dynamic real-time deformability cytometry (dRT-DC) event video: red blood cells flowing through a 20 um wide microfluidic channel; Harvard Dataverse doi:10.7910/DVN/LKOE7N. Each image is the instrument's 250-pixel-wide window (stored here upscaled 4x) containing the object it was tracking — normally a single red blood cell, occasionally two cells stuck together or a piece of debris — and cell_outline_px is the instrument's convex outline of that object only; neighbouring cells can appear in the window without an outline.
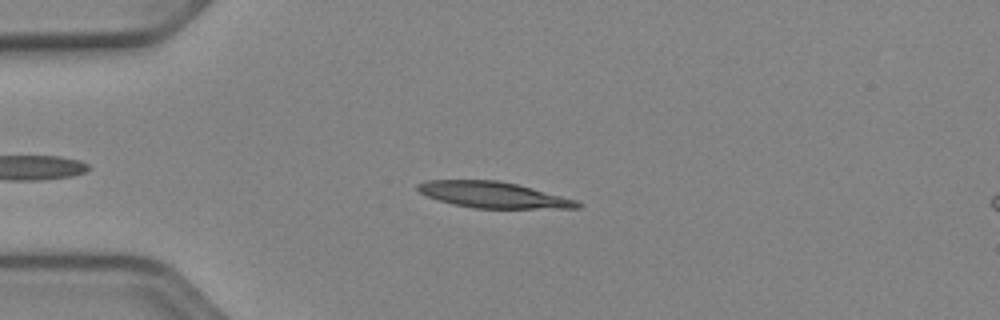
{"species": "Egyptian fruit bat (a non-hibernating species)", "species_latin": "Rousettus aegyptiacus", "temperature_condition": "cold", "stored_images_in_passage": 44, "camera_frame_rate_fps": 3000, "um_per_image_px": 0.085, "animal": {"sex": "female"}, "frame": {"image": 1, "passage_image": 9, "time_ms": 2.667, "image_size_px": [1000, 320], "cell_outline_px": [[584, 204], [580, 208], [472, 208], [452, 204], [428, 196], [420, 192], [416, 188], [416, 184], [428, 180], [496, 180], [516, 184], [532, 188], [576, 200]], "centroid_in_image_um": [41.92, 16.56], "position_along_channel_um": 43.1, "area_um2": 24.04}}
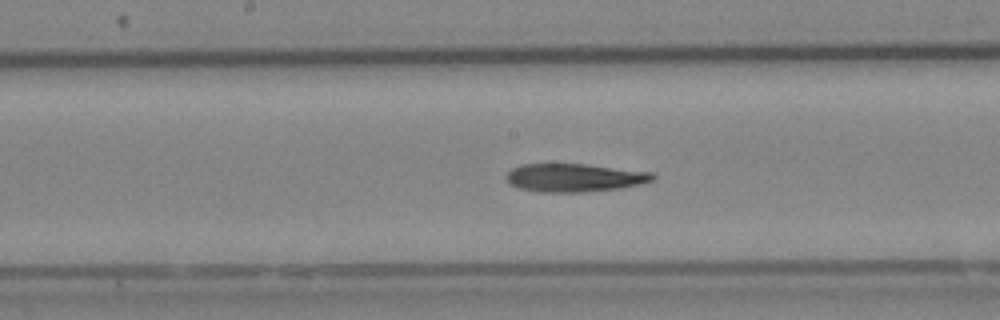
{"frame": {"image": 2, "passage_image": 23, "time_ms": 7.333, "image_size_px": [1000, 320], "cell_outline_px": [[656, 180], [640, 184], [620, 188], [584, 192], [540, 192], [520, 188], [508, 184], [504, 176], [512, 168], [520, 164], [584, 164], [652, 172], [656, 176]], "centroid_in_image_um": [48.81, 15.1], "position_along_channel_um": 199.4, "area_um2": 24.22}}
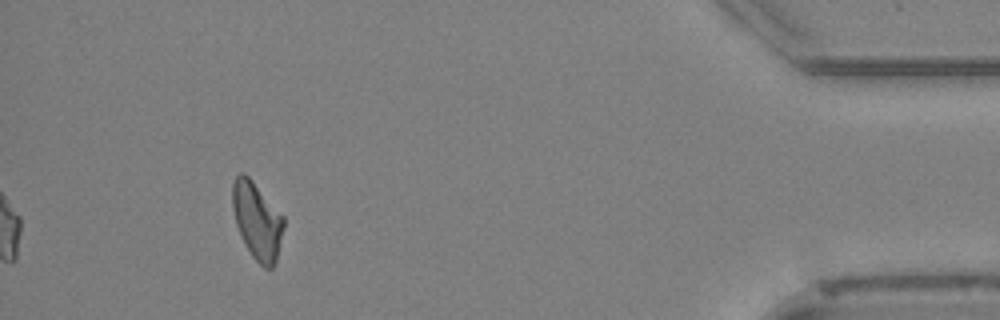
{"frame": {"image": 3, "passage_image": 44, "time_ms": 14.333, "image_size_px": [1000, 320], "cell_outline_px": [[284, 228], [276, 260], [272, 268], [264, 268], [252, 256], [244, 244], [236, 224], [232, 208], [232, 184], [236, 176], [240, 172], [244, 172], [252, 180], [284, 216]], "centroid_in_image_um": [21.85, 18.75], "position_along_channel_um": 413.4, "area_um2": 23.0}, "authors_computed_cell_mechanics": {"area_um2": 24.1604, "velocity_mm_per_s": 3.9014, "shape_relaxation_time_tau1_ms": 6.4617, "shape_relaxation_time_tau2_ms": null, "deformation_change_tau1": 0.1785, "deformation_change_tau2": null}}